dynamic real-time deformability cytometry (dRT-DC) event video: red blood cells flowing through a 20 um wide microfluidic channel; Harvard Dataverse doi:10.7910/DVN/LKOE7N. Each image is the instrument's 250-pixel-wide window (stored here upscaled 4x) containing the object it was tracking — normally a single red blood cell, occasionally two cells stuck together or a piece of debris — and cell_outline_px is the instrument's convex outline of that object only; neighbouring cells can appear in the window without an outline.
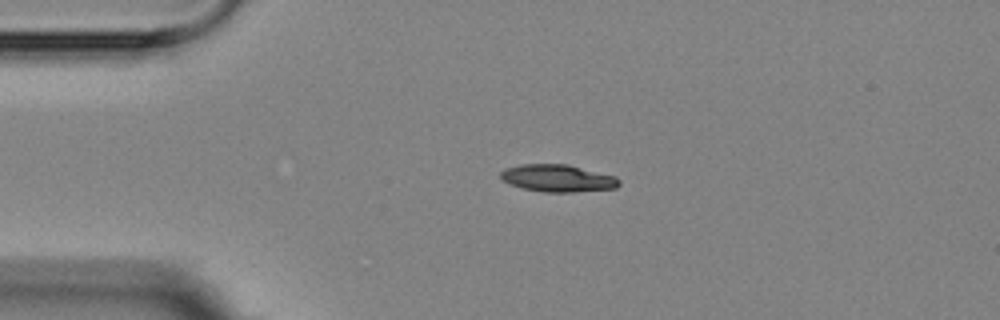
{"species": "Egyptian fruit bat (a non-hibernating species)", "species_latin": "Rousettus aegyptiacus", "temperature_condition": "room temperature", "stored_images_in_passage": 2, "camera_frame_rate_fps": 3000, "um_per_image_px": 0.085, "animal": {"sex": "female"}, "frame": {"image": 1, "passage_image": 1, "time_ms": 0.0, "image_size_px": [1000, 320], "cell_outline_px": [[620, 184], [616, 188], [572, 192], [544, 192], [524, 188], [512, 184], [504, 180], [500, 176], [500, 172], [504, 168], [520, 164], [568, 164], [616, 176], [620, 180]], "centroid_in_image_um": [47.43, 15.14], "position_along_channel_um": 37.6, "area_um2": 18.79}}